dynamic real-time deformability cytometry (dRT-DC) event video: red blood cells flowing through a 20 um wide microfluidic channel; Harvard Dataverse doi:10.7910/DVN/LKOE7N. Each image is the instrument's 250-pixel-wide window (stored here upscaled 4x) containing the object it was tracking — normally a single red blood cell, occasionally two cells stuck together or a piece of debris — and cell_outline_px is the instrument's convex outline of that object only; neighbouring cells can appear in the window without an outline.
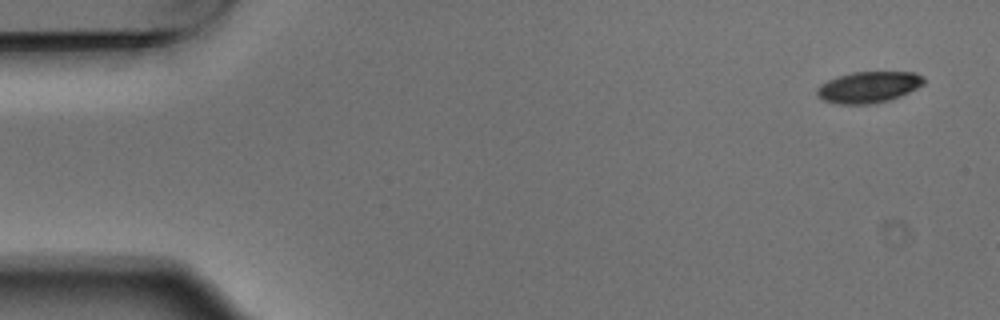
{"species": "Egyptian fruit bat (a non-hibernating species)", "species_latin": "Rousettus aegyptiacus", "temperature_condition": "warm", "stored_images_in_passage": 3, "camera_frame_rate_fps": 3000, "um_per_image_px": 0.085, "animal": {"sex": "male"}, "frame": {"image": 1, "passage_image": 1, "time_ms": 0.0, "image_size_px": [1000, 320], "cell_outline_px": [[924, 84], [900, 96], [876, 104], [840, 104], [824, 100], [816, 96], [816, 88], [820, 84], [836, 76], [852, 72], [916, 72], [924, 76]], "centroid_in_image_um": [73.81, 7.4], "position_along_channel_um": 11.2, "area_um2": 19.59}}